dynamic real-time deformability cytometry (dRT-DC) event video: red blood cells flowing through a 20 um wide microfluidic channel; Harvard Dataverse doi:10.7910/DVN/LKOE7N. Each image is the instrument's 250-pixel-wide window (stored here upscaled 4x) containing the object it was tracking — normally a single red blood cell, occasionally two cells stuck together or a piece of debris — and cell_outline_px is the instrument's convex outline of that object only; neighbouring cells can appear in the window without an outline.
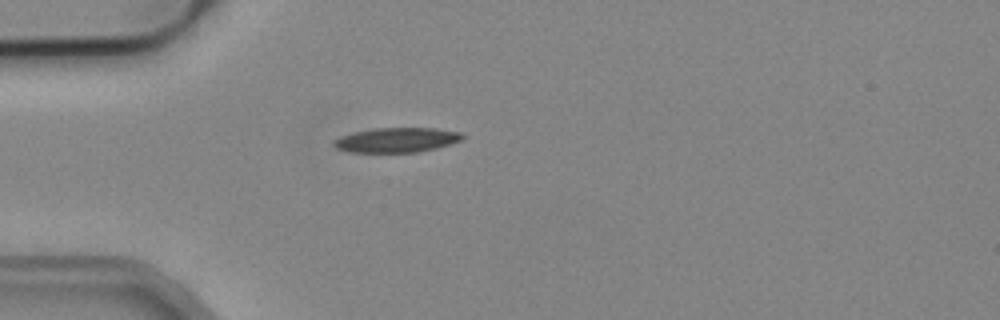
{"species": "common noctule bat (a hibernating species)", "species_latin": "Nyctalus noctula", "temperature_condition": "cold", "stored_images_in_passage": 2, "camera_frame_rate_fps": 3000, "um_per_image_px": 0.085, "animal": {"sex": "male", "body_mass_g": 19.2, "forearm_length_mm": 51.8}, "frame": {"image": 1, "passage_image": 2, "time_ms": 0.333, "image_size_px": [1000, 320], "cell_outline_px": [[464, 136], [460, 140], [436, 148], [416, 152], [352, 152], [336, 148], [332, 144], [332, 140], [340, 136], [352, 132], [376, 128], [436, 128], [460, 132]], "centroid_in_image_um": [33.66, 11.89], "position_along_channel_um": 51.3, "area_um2": 18.44}}